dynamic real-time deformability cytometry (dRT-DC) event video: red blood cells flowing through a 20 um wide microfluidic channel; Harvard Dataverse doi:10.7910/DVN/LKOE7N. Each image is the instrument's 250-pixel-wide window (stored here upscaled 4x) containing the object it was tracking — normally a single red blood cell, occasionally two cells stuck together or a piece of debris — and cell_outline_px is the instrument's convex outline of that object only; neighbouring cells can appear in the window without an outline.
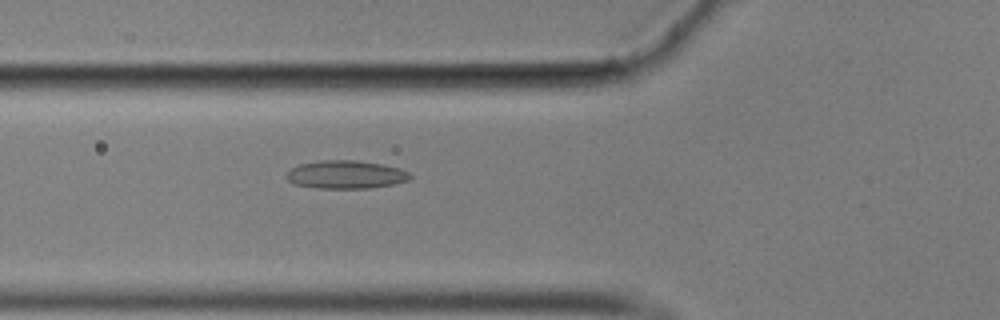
{"species": "common noctule bat (a hibernating species)", "species_latin": "Nyctalus noctula", "temperature_condition": "cold", "stored_images_in_passage": 34, "camera_frame_rate_fps": 3000, "um_per_image_px": 0.085, "animal": {"sex": "male", "body_mass_g": 17.9}, "frame": {"image": 1, "passage_image": 7, "time_ms": 2.0, "image_size_px": [1000, 320], "cell_outline_px": [[412, 176], [408, 180], [392, 184], [368, 188], [316, 188], [296, 184], [288, 180], [284, 176], [292, 168], [300, 164], [320, 160], [356, 160], [384, 164], [400, 168], [408, 172]], "centroid_in_image_um": [29.4, 14.83], "position_along_channel_um": 96.4, "area_um2": 20.23}}
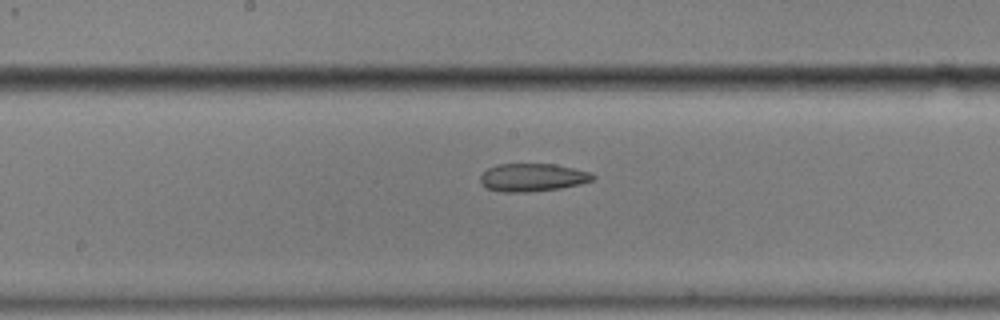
{"frame": {"image": 2, "passage_image": 16, "time_ms": 5.0, "image_size_px": [1000, 320], "cell_outline_px": [[596, 176], [592, 180], [580, 184], [560, 188], [528, 192], [504, 192], [488, 188], [480, 184], [480, 176], [488, 168], [496, 164], [556, 164], [592, 172]], "centroid_in_image_um": [45.27, 15.07], "position_along_channel_um": 202.9, "area_um2": 18.38}}
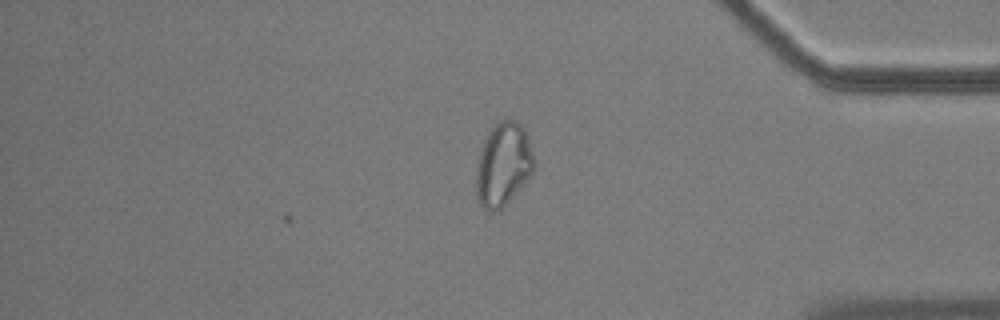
{"frame": {"image": 3, "passage_image": 34, "time_ms": 11.0, "image_size_px": [1000, 320], "cell_outline_px": [[536, 160], [532, 172], [508, 200], [496, 212], [488, 212], [476, 200], [476, 172], [480, 152], [484, 140], [488, 132], [500, 120], [508, 116], [516, 120], [524, 128]], "centroid_in_image_um": [42.76, 13.94], "position_along_channel_um": 392.4, "area_um2": 27.98}, "authors_computed_cell_mechanics": {"area_um2": 18.1781, "velocity_mm_per_s": 3.531, "shape_relaxation_time_tau1_ms": null, "shape_relaxation_time_tau2_ms": 6.2635, "deformation_change_tau1": null, "deformation_change_tau2": 0.131}}